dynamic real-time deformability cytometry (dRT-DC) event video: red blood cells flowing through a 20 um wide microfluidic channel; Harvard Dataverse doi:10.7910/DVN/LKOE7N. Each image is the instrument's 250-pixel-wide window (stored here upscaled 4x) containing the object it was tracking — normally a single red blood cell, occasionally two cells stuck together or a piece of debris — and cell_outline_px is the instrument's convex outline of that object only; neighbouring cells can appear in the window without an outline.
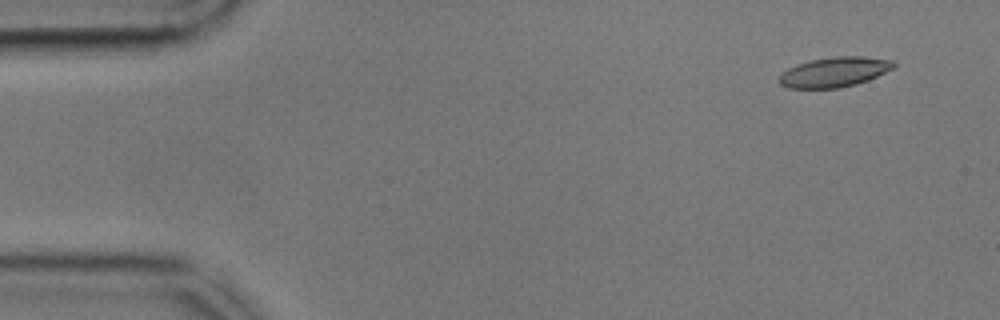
{"species": "common noctule bat (a hibernating species)", "species_latin": "Nyctalus noctula", "temperature_condition": "cold", "stored_images_in_passage": 55, "camera_frame_rate_fps": 3000, "um_per_image_px": 0.085, "animal": {"sex": "male", "body_mass_g": 17.9, "forearm_length_mm": 54.2}, "frame": {"image": 1, "passage_image": 4, "time_ms": 1.0, "image_size_px": [1000, 320], "cell_outline_px": [[896, 64], [892, 68], [868, 80], [856, 84], [840, 88], [788, 88], [780, 84], [776, 80], [788, 68], [796, 64], [812, 60], [836, 56], [860, 56], [892, 60]], "centroid_in_image_um": [70.89, 6.13], "position_along_channel_um": 14.1, "area_um2": 19.83}}
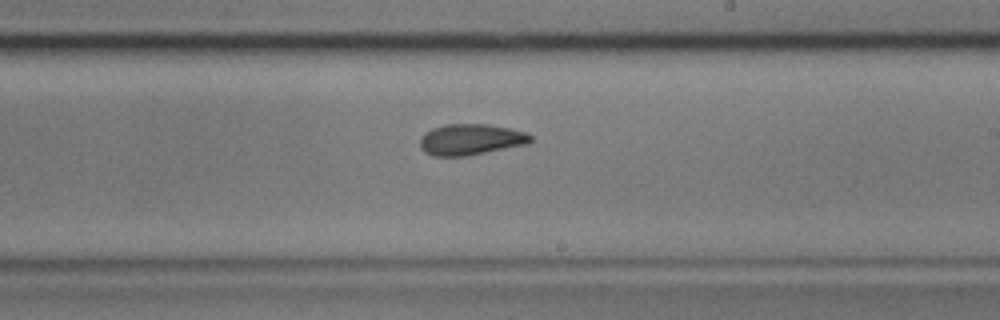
{"frame": {"image": 2, "passage_image": 32, "time_ms": 10.333, "image_size_px": [1000, 320], "cell_outline_px": [[532, 140], [528, 144], [464, 156], [432, 156], [424, 152], [420, 148], [420, 140], [424, 132], [432, 128], [444, 124], [488, 124], [508, 128], [524, 132], [532, 136]], "centroid_in_image_um": [39.97, 11.85], "position_along_channel_um": 249.0, "area_um2": 20.0}}
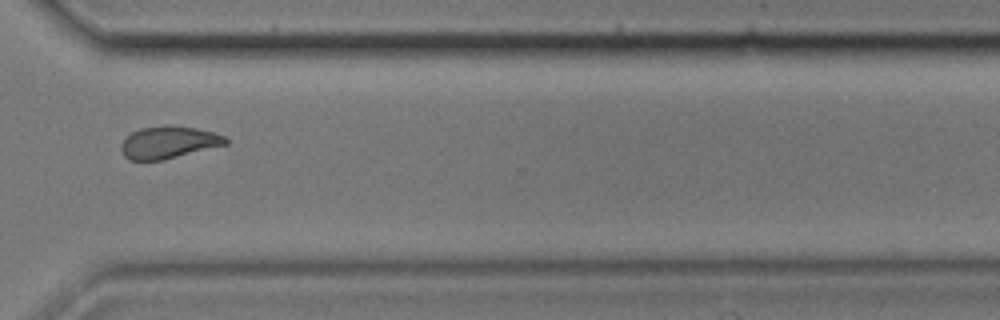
{"frame": {"image": 3, "passage_image": 41, "time_ms": 13.333, "image_size_px": [1000, 320], "cell_outline_px": [[228, 144], [164, 160], [128, 160], [124, 156], [120, 148], [120, 144], [132, 132], [140, 128], [196, 128], [216, 132], [224, 136], [228, 140]], "centroid_in_image_um": [14.34, 12.15], "position_along_channel_um": 356.3, "area_um2": 19.07}, "authors_computed_cell_mechanics": {"area_um2": 20.1722, "velocity_mm_per_s": 3.5782, "shape_relaxation_time_tau1_ms": 4.153, "shape_relaxation_time_tau2_ms": 1.875, "deformation_change_tau1": 0.1459, "deformation_change_tau2": 0.0832}}